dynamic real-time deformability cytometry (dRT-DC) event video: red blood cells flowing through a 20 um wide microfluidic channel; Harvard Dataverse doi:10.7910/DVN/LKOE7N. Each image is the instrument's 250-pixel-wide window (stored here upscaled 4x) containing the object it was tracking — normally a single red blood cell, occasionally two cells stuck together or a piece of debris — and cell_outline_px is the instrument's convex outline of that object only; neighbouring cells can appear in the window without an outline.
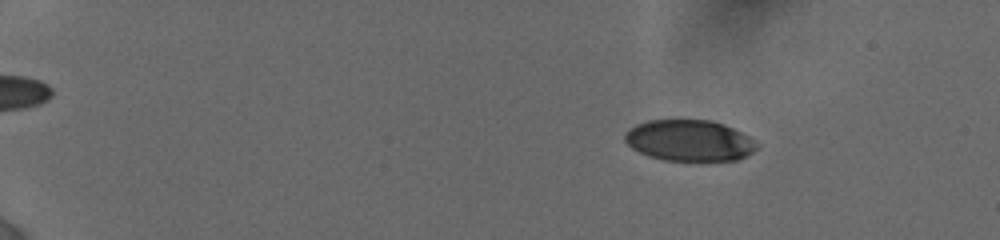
{"species": "human", "species_latin": "Homo sapiens", "temperature_condition": "cold", "stored_images_in_passage": 30, "camera_frame_rate_fps": 3000, "um_per_image_px": 0.085, "donor": {"sex": "female"}, "frame": {"image": 1, "passage_image": 4, "time_ms": 2.0, "image_size_px": [1000, 240], "cell_outline_px": [[760, 144], [752, 152], [736, 160], [664, 160], [648, 156], [632, 148], [624, 140], [624, 132], [628, 128], [636, 124], [648, 120], [712, 120], [724, 124], [748, 136]], "centroid_in_image_um": [58.56, 11.93], "position_along_channel_um": 26.4, "area_um2": 31.62}}
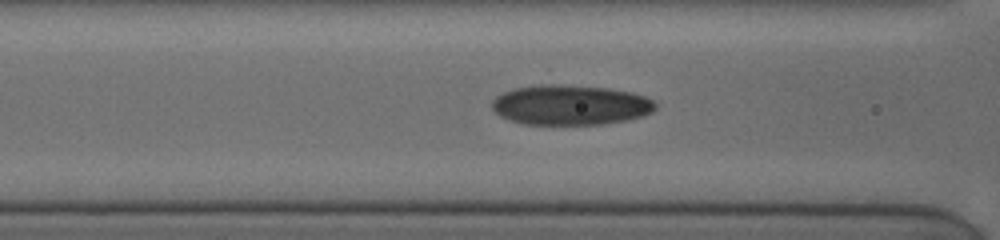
{"frame": {"image": 2, "passage_image": 19, "time_ms": 7.667, "image_size_px": [1000, 240], "cell_outline_px": [[656, 108], [652, 112], [644, 116], [628, 120], [600, 124], [524, 124], [508, 120], [500, 116], [492, 108], [492, 100], [496, 96], [512, 88], [536, 84], [560, 84], [608, 88], [632, 92], [644, 96], [652, 100], [656, 104]], "centroid_in_image_um": [48.47, 8.91], "position_along_channel_um": 118.1, "area_um2": 38.44}}
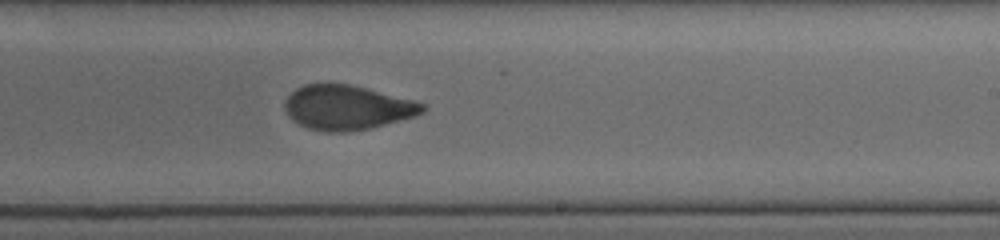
{"frame": {"image": 3, "passage_image": 30, "time_ms": 11.333, "image_size_px": [1000, 240], "cell_outline_px": [[428, 108], [424, 112], [416, 116], [372, 128], [344, 132], [328, 132], [308, 128], [292, 120], [284, 108], [284, 100], [296, 88], [304, 84], [348, 84], [416, 100], [424, 104]], "centroid_in_image_um": [29.53, 9.14], "position_along_channel_um": 259.5, "area_um2": 35.84}}